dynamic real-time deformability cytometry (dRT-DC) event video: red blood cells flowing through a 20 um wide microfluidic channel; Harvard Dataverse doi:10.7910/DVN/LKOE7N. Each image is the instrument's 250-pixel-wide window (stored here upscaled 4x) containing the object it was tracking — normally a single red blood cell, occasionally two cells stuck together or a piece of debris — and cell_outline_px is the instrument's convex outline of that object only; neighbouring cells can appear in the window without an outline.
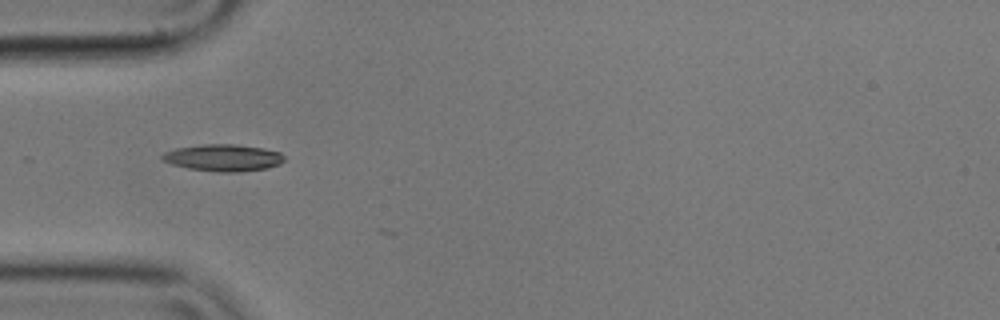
{"species": "common noctule bat (a hibernating species)", "species_latin": "Nyctalus noctula", "temperature_condition": "cold", "stored_images_in_passage": 6, "camera_frame_rate_fps": 3000, "um_per_image_px": 0.085, "animal": {"sex": "male", "body_mass_g": 17.9}, "frame": {"image": 1, "passage_image": 4, "time_ms": 1.0, "image_size_px": [1000, 320], "cell_outline_px": [[284, 160], [280, 164], [268, 168], [240, 172], [220, 172], [188, 168], [172, 164], [164, 160], [160, 156], [164, 152], [176, 148], [204, 144], [232, 144], [264, 148], [280, 152], [284, 156]], "centroid_in_image_um": [19.0, 13.41], "position_along_channel_um": 66.0, "area_um2": 19.07}}
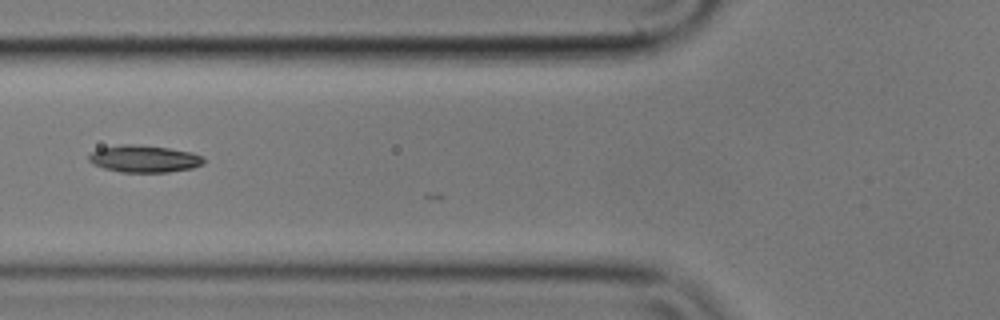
{"frame": {"image": 2, "passage_image": 5, "time_ms": 1.333, "image_size_px": [1000, 320], "cell_outline_px": [[204, 164], [192, 168], [168, 172], [120, 172], [104, 168], [92, 164], [88, 160], [88, 156], [92, 152], [100, 148], [120, 144], [132, 144], [168, 148], [192, 152], [204, 156]], "centroid_in_image_um": [12.26, 13.5], "position_along_channel_um": 113.5, "area_um2": 18.21}}